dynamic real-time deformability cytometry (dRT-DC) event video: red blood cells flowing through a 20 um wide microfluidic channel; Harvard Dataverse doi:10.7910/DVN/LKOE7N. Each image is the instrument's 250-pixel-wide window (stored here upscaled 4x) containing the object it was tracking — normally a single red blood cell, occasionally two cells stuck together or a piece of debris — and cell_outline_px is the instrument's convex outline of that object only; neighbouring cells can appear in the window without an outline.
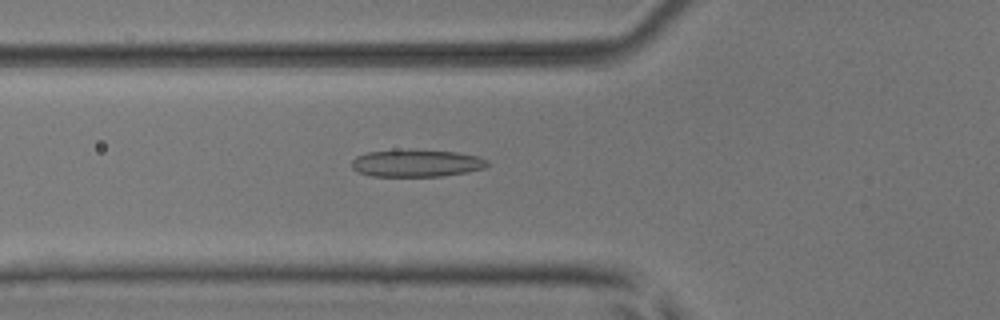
{"species": "common noctule bat (a hibernating species)", "species_latin": "Nyctalus noctula", "temperature_condition": "room temperature", "stored_images_in_passage": 43, "camera_frame_rate_fps": 3000, "um_per_image_px": 0.085, "animal": {"sex": "male", "body_mass_g": 17.9, "forearm_length_mm": 54.2}, "frame": {"image": 1, "passage_image": 11, "time_ms": 3.333, "image_size_px": [1000, 320], "cell_outline_px": [[488, 164], [484, 168], [468, 172], [440, 176], [372, 176], [360, 172], [352, 168], [352, 160], [356, 156], [368, 152], [412, 148], [456, 152], [476, 156], [488, 160]], "centroid_in_image_um": [35.4, 13.85], "position_along_channel_um": 90.4, "area_um2": 21.79}}
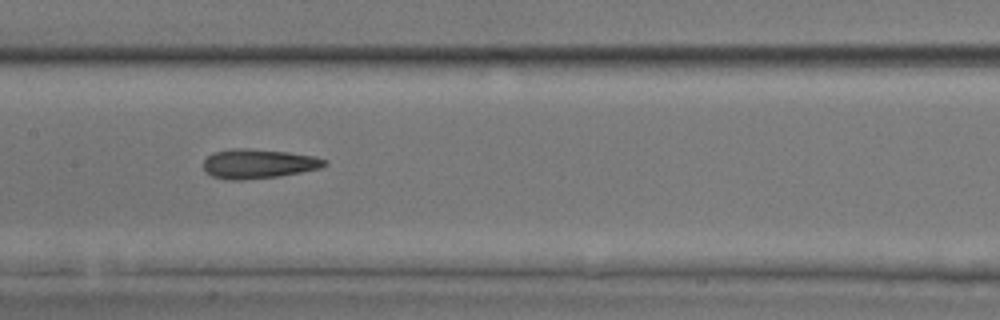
{"frame": {"image": 2, "passage_image": 18, "time_ms": 5.667, "image_size_px": [1000, 320], "cell_outline_px": [[328, 164], [320, 168], [280, 176], [244, 180], [232, 180], [212, 176], [204, 168], [204, 160], [212, 152], [232, 148], [248, 148], [288, 152], [316, 156], [328, 160]], "centroid_in_image_um": [21.99, 13.91], "position_along_channel_um": 185.4, "area_um2": 20.87}}
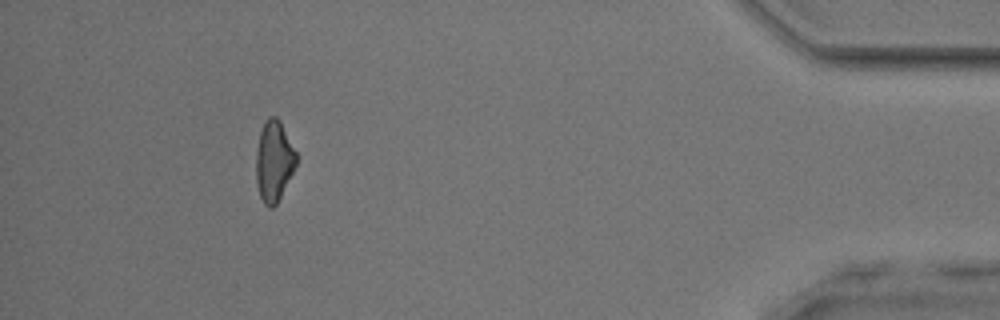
{"frame": {"image": 3, "passage_image": 39, "time_ms": 12.667, "image_size_px": [1000, 320], "cell_outline_px": [[296, 164], [276, 204], [272, 208], [268, 208], [264, 204], [260, 196], [256, 184], [256, 152], [260, 132], [268, 116], [276, 116], [280, 120], [296, 152]], "centroid_in_image_um": [23.26, 13.69], "position_along_channel_um": 411.9, "area_um2": 18.67}, "authors_computed_cell_mechanics": {"area_um2": 20.2878, "velocity_mm_per_s": 4.0629, "shape_relaxation_time_tau1_ms": 8.477, "shape_relaxation_time_tau2_ms": 2.6509, "deformation_change_tau1": 0.2126, "deformation_change_tau2": 0.1333}}